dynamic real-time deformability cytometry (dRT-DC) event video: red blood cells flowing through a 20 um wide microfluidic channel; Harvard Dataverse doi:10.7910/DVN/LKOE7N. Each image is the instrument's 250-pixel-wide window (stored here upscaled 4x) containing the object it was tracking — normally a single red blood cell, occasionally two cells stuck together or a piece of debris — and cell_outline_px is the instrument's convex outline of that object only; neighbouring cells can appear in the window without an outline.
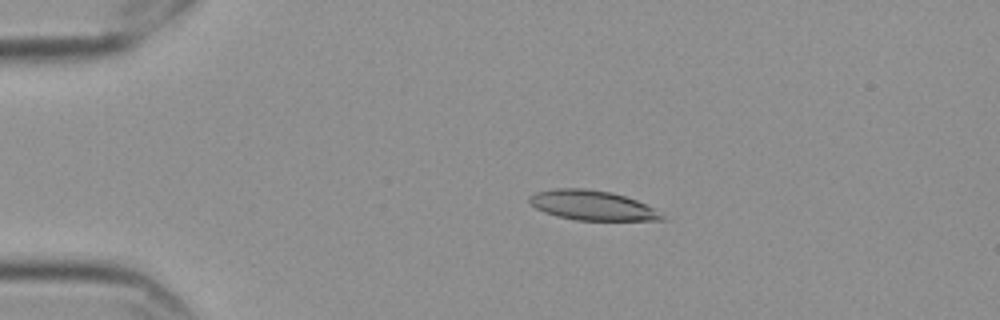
{"species": "Egyptian fruit bat (a non-hibernating species)", "species_latin": "Rousettus aegyptiacus", "temperature_condition": "cold", "stored_images_in_passage": 46, "camera_frame_rate_fps": 3000, "um_per_image_px": 0.085, "frame": {"image": 1, "passage_image": 1, "time_ms": 0.0, "image_size_px": [1000, 320], "cell_outline_px": [[668, 220], [576, 220], [556, 216], [544, 212], [536, 208], [528, 200], [528, 196], [536, 192], [556, 188], [584, 188], [608, 192], [624, 196], [636, 200], [652, 208], [664, 216]], "centroid_in_image_um": [50.29, 17.46], "position_along_channel_um": 34.7, "area_um2": 22.72}}
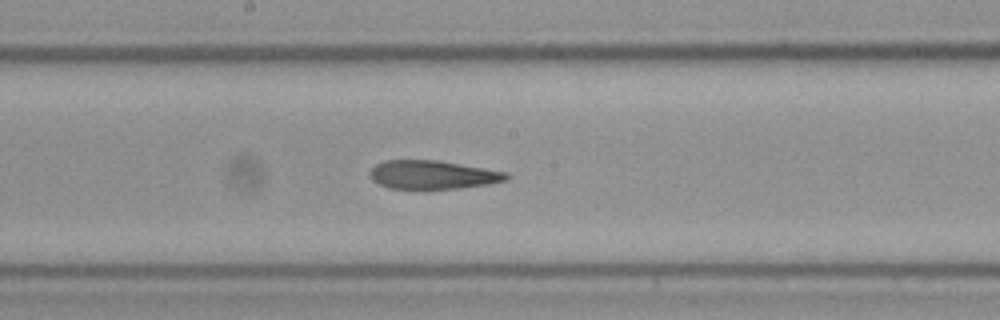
{"frame": {"image": 2, "passage_image": 20, "time_ms": 6.333, "image_size_px": [1000, 320], "cell_outline_px": [[512, 176], [508, 180], [488, 184], [460, 188], [428, 192], [388, 188], [372, 180], [368, 176], [368, 172], [376, 164], [384, 160], [436, 160], [508, 172]], "centroid_in_image_um": [36.76, 14.9], "position_along_channel_um": 211.4, "area_um2": 23.76}}
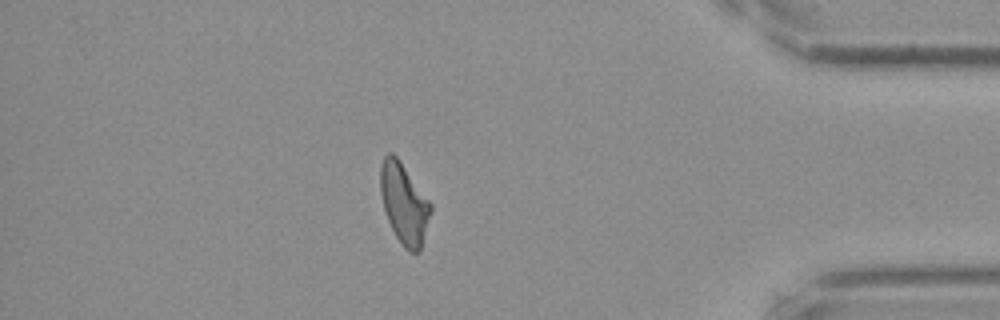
{"frame": {"image": 3, "passage_image": 39, "time_ms": 12.667, "image_size_px": [1000, 320], "cell_outline_px": [[432, 208], [420, 252], [412, 252], [404, 248], [396, 236], [388, 220], [384, 208], [380, 192], [380, 164], [384, 156], [388, 152], [392, 152], [400, 160], [432, 204]], "centroid_in_image_um": [34.34, 17.27], "position_along_channel_um": 400.9, "area_um2": 23.52}, "authors_computed_cell_mechanics": {"area_um2": 23.6113, "velocity_mm_per_s": 3.5468, "shape_relaxation_time_tau1_ms": null, "shape_relaxation_time_tau2_ms": 4.8392, "deformation_change_tau1": null, "deformation_change_tau2": 0.1495}}